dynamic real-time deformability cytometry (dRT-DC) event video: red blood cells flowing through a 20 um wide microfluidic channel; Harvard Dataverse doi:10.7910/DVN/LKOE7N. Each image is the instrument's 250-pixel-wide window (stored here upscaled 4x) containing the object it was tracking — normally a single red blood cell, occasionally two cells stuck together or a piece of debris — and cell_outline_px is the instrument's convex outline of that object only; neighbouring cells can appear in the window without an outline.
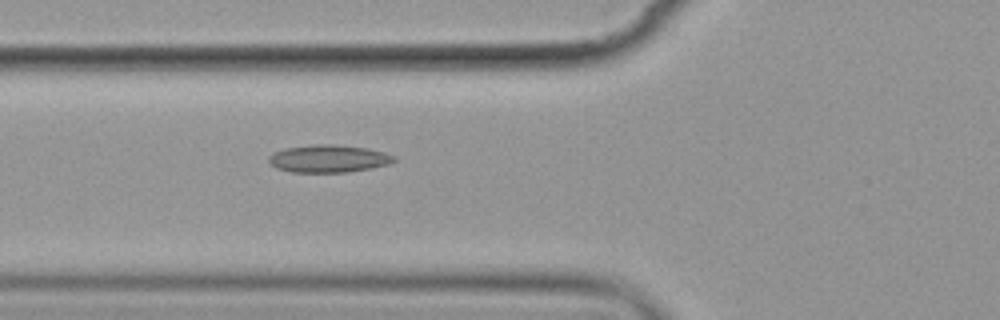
{"species": "common noctule bat (a hibernating species)", "species_latin": "Nyctalus noctula", "temperature_condition": "cold", "stored_images_in_passage": 6, "camera_frame_rate_fps": 3000, "um_per_image_px": 0.085, "animal": {"sex": "female", "body_mass_g": 19.9}, "frame": {"image": 1, "passage_image": 6, "time_ms": 6.667, "image_size_px": [1000, 320], "cell_outline_px": [[396, 160], [388, 164], [372, 168], [348, 172], [292, 172], [276, 168], [268, 160], [268, 156], [272, 152], [284, 148], [312, 144], [332, 144], [368, 148], [384, 152], [396, 156]], "centroid_in_image_um": [27.92, 13.48], "position_along_channel_um": 97.9, "area_um2": 20.29}}